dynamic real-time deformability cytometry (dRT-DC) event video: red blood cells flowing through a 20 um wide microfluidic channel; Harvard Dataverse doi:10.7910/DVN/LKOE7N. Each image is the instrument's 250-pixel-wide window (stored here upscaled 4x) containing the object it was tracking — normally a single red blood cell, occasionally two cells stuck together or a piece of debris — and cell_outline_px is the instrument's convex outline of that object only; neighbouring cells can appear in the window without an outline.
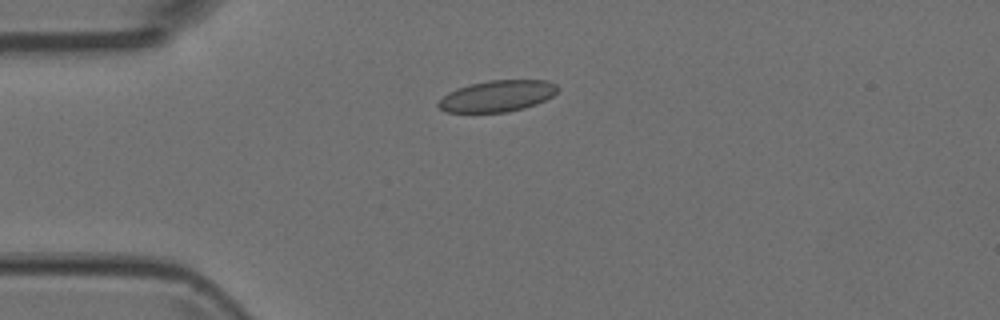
{"species": "Egyptian fruit bat (a non-hibernating species)", "species_latin": "Rousettus aegyptiacus", "temperature_condition": "room temperature", "stored_images_in_passage": 5, "camera_frame_rate_fps": 3000, "um_per_image_px": 0.085, "animal": {"sex": "female"}, "frame": {"image": 1, "passage_image": 2, "time_ms": 0.333, "image_size_px": [1000, 320], "cell_outline_px": [[560, 88], [552, 96], [536, 104], [524, 108], [508, 112], [444, 112], [436, 104], [448, 92], [456, 88], [468, 84], [488, 80], [548, 80], [556, 84]], "centroid_in_image_um": [42.27, 8.15], "position_along_channel_um": 42.7, "area_um2": 21.91}}
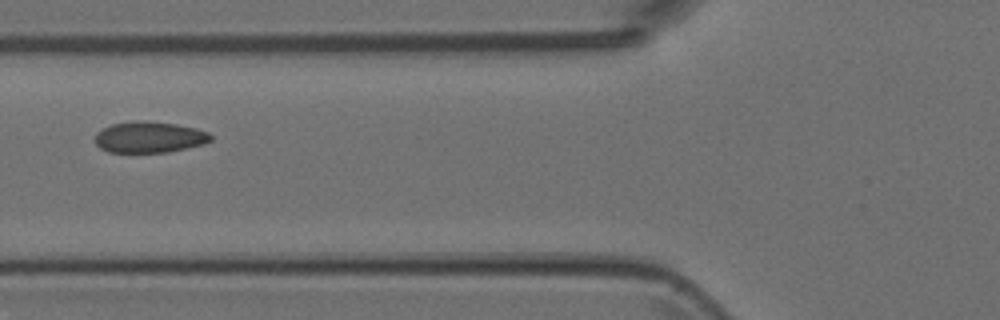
{"frame": {"image": 2, "passage_image": 4, "time_ms": 1.0, "image_size_px": [1000, 320], "cell_outline_px": [[212, 140], [204, 144], [168, 152], [108, 152], [100, 148], [96, 144], [96, 132], [112, 124], [136, 120], [144, 120], [176, 124], [196, 128], [208, 132], [212, 136]], "centroid_in_image_um": [12.71, 11.65], "position_along_channel_um": 113.1, "area_um2": 21.04}}
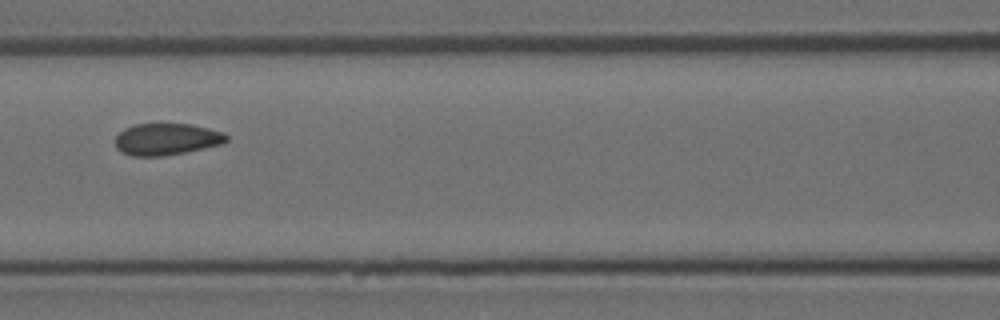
{"frame": {"image": 3, "passage_image": 5, "time_ms": 1.333, "image_size_px": [1000, 320], "cell_outline_px": [[228, 140], [220, 144], [204, 148], [164, 156], [132, 156], [120, 152], [116, 148], [116, 136], [124, 128], [136, 124], [192, 124], [224, 132], [228, 136]], "centroid_in_image_um": [14.15, 11.83], "position_along_channel_um": 152.5, "area_um2": 20.58}}